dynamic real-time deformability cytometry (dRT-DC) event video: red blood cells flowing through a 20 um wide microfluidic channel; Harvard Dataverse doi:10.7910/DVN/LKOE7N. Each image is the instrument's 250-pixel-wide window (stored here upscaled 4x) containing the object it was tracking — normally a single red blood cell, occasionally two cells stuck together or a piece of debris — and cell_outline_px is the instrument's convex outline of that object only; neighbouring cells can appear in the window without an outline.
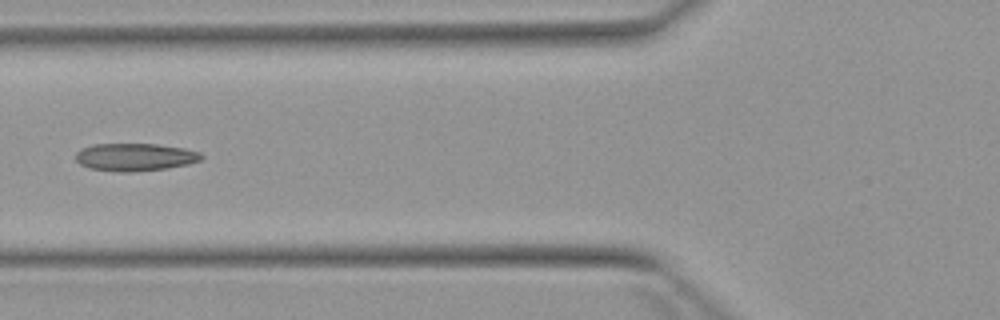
{"species": "Egyptian fruit bat (a non-hibernating species)", "species_latin": "Rousettus aegyptiacus", "temperature_condition": "warm", "stored_images_in_passage": 5, "camera_frame_rate_fps": 3000, "um_per_image_px": 0.085, "animal": {"sex": "female"}, "frame": {"image": 1, "passage_image": 5, "time_ms": 5.0, "image_size_px": [1000, 320], "cell_outline_px": [[204, 156], [200, 160], [188, 164], [168, 168], [132, 172], [116, 172], [88, 168], [80, 164], [76, 160], [76, 152], [80, 148], [92, 144], [156, 144], [184, 148], [200, 152]], "centroid_in_image_um": [11.45, 13.35], "position_along_channel_um": 114.3, "area_um2": 20.46}}